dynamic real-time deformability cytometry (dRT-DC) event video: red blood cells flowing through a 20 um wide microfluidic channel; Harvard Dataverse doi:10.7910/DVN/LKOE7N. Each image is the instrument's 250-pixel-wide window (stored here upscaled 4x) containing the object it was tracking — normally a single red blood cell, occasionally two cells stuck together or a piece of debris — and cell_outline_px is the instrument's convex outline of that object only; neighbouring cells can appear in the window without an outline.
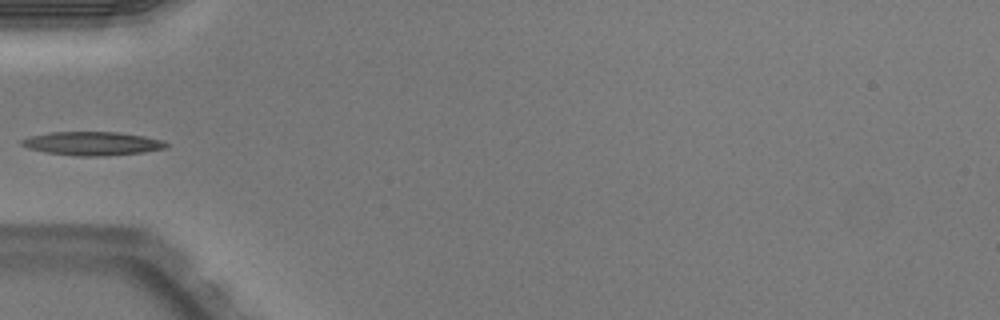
{"species": "Egyptian fruit bat (a non-hibernating species)", "species_latin": "Rousettus aegyptiacus", "temperature_condition": "warm", "stored_images_in_passage": 33, "camera_frame_rate_fps": 3000, "um_per_image_px": 0.085, "animal": {"sex": "male"}, "frame": {"image": 1, "passage_image": 1, "time_ms": 0.0, "image_size_px": [1000, 320], "cell_outline_px": [[168, 148], [144, 152], [100, 156], [76, 156], [48, 152], [28, 148], [20, 144], [20, 140], [28, 136], [52, 132], [120, 132], [144, 136], [164, 140], [168, 144]], "centroid_in_image_um": [7.87, 12.19], "position_along_channel_um": 77.1, "area_um2": 19.94}}
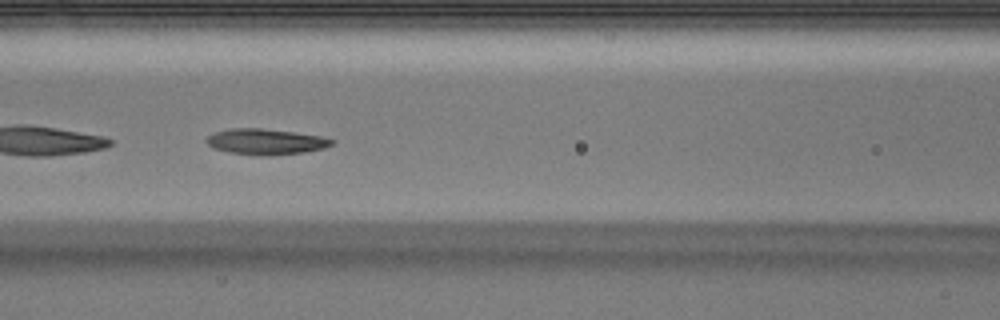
{"frame": {"image": 2, "passage_image": 6, "time_ms": 1.667, "image_size_px": [1000, 320], "cell_outline_px": [[336, 140], [332, 144], [324, 148], [304, 152], [260, 156], [228, 152], [212, 148], [204, 140], [208, 136], [216, 132], [232, 128], [260, 128], [292, 132], [320, 136]], "centroid_in_image_um": [22.56, 12.04], "position_along_channel_um": 144.0, "area_um2": 18.67}}